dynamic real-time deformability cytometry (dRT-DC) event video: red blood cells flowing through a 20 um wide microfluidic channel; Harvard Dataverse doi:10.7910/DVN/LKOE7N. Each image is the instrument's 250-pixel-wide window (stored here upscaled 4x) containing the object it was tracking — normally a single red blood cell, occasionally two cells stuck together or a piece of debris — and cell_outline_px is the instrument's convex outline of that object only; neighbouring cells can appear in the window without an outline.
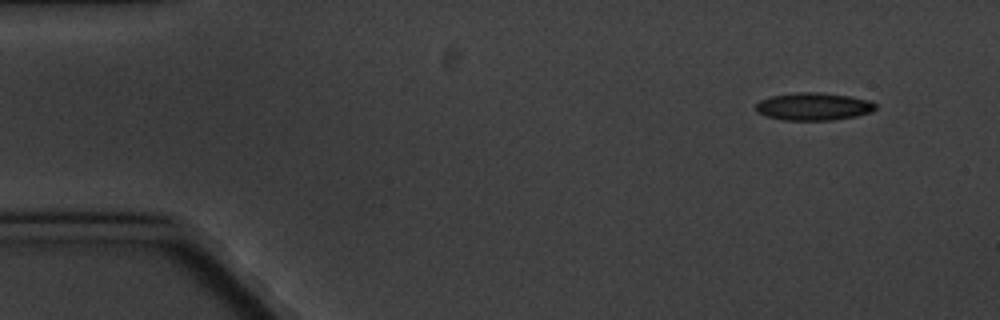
{"species": "common noctule bat (a hibernating species)", "species_latin": "Nyctalus noctula", "temperature_condition": "cold", "stored_images_in_passage": 9, "camera_frame_rate_fps": 3000, "um_per_image_px": 0.085, "animal": {"sex": "male", "body_mass_g": 20.1, "forearm_length_mm": 53.5}, "frame": {"image": 1, "passage_image": 1, "time_ms": 0.0, "image_size_px": [1000, 320], "cell_outline_px": [[876, 108], [872, 112], [856, 116], [832, 120], [784, 120], [764, 116], [756, 112], [756, 104], [760, 100], [772, 96], [796, 92], [820, 92], [848, 96], [868, 100], [876, 104]], "centroid_in_image_um": [69.13, 9.06], "position_along_channel_um": 15.9, "area_um2": 19.31}}
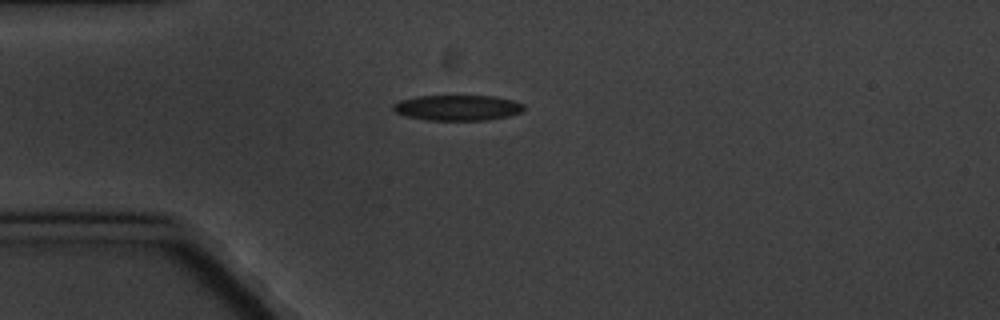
{"frame": {"image": 2, "passage_image": 4, "time_ms": 3.333, "image_size_px": [1000, 320], "cell_outline_px": [[524, 108], [520, 112], [508, 116], [484, 120], [428, 120], [408, 116], [396, 112], [392, 108], [392, 104], [400, 100], [420, 96], [496, 96], [516, 100], [524, 104]], "centroid_in_image_um": [38.92, 9.15], "position_along_channel_um": 46.1, "area_um2": 19.36}}